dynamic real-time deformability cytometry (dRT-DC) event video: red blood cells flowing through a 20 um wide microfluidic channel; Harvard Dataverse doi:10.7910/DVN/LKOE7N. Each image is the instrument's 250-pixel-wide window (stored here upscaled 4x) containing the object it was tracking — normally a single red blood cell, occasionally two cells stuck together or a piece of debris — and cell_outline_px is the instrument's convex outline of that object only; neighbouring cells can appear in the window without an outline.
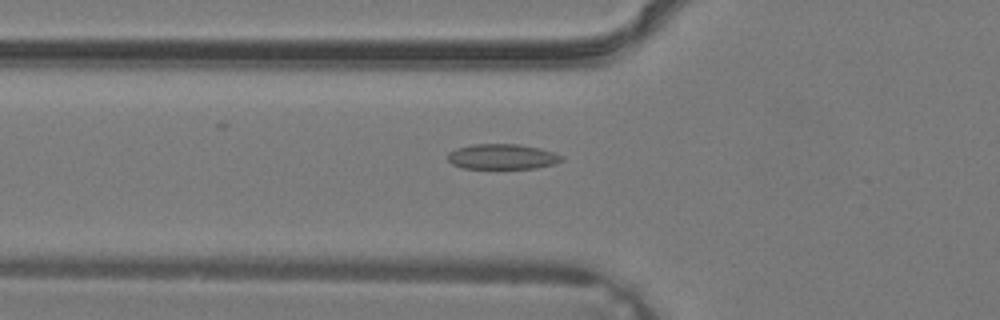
{"species": "common noctule bat (a hibernating species)", "species_latin": "Nyctalus noctula", "temperature_condition": "warm", "stored_images_in_passage": 34, "camera_frame_rate_fps": 3000, "um_per_image_px": 0.085, "animal": {"sex": "male", "body_mass_g": 19.2, "forearm_length_mm": 51.8}, "frame": {"image": 1, "passage_image": 12, "time_ms": 3.667, "image_size_px": [1000, 320], "cell_outline_px": [[564, 160], [552, 164], [536, 168], [464, 168], [452, 164], [448, 160], [448, 152], [456, 148], [472, 144], [516, 144], [540, 148], [564, 156]], "centroid_in_image_um": [42.68, 13.31], "position_along_channel_um": 83.1, "area_um2": 16.7}}
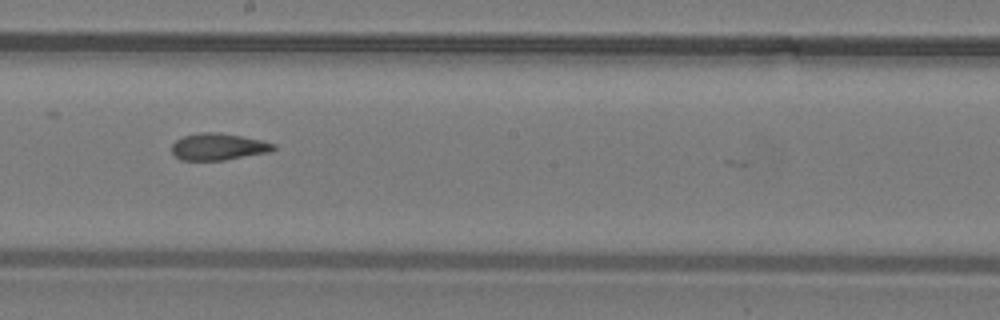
{"frame": {"image": 2, "passage_image": 20, "time_ms": 6.333, "image_size_px": [1000, 320], "cell_outline_px": [[276, 148], [272, 152], [224, 160], [180, 160], [172, 152], [172, 144], [176, 140], [184, 136], [200, 132], [220, 132], [260, 140], [276, 144]], "centroid_in_image_um": [18.58, 12.47], "position_along_channel_um": 229.6, "area_um2": 15.95}}
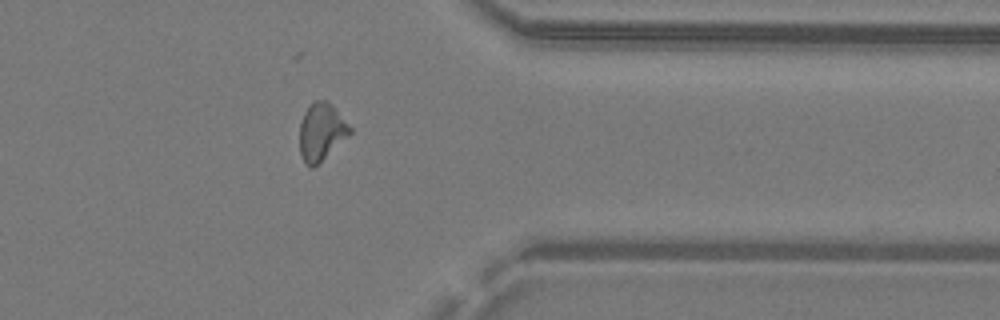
{"frame": {"image": 3, "passage_image": 29, "time_ms": 9.333, "image_size_px": [1000, 320], "cell_outline_px": [[352, 132], [348, 136], [312, 168], [304, 164], [300, 156], [300, 124], [304, 112], [316, 100], [328, 100], [332, 104], [352, 128]], "centroid_in_image_um": [27.31, 11.2], "position_along_channel_um": 384.1, "area_um2": 16.65}}